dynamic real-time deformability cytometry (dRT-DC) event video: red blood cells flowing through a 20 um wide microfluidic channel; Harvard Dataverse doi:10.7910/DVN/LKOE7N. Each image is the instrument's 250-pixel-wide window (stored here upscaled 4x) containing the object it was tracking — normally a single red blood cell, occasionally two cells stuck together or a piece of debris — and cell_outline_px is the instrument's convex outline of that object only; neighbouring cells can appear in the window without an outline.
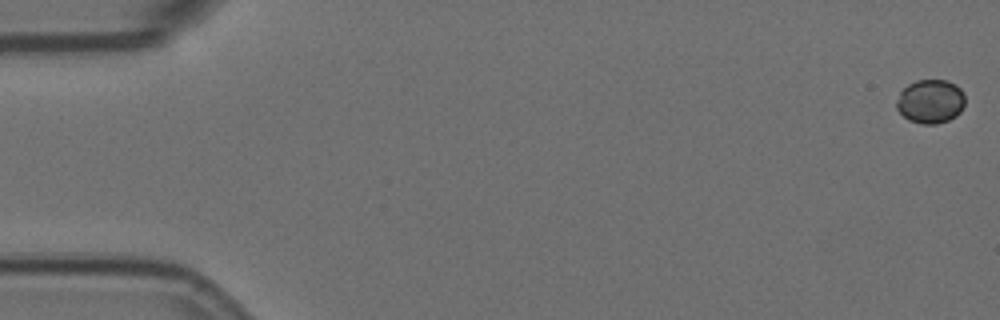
{"species": "Egyptian fruit bat (a non-hibernating species)", "species_latin": "Rousettus aegyptiacus", "temperature_condition": "room temperature", "stored_images_in_passage": 57, "camera_frame_rate_fps": 3000, "um_per_image_px": 0.085, "animal": {"sex": "female"}, "frame": {"image": 1, "passage_image": 1, "time_ms": 0.0, "image_size_px": [1000, 320], "cell_outline_px": [[964, 104], [960, 112], [956, 116], [948, 120], [936, 124], [920, 124], [908, 120], [896, 108], [896, 100], [900, 92], [908, 84], [916, 80], [948, 80], [956, 84], [964, 92]], "centroid_in_image_um": [79.09, 8.61], "position_along_channel_um": 5.9, "area_um2": 17.69}}
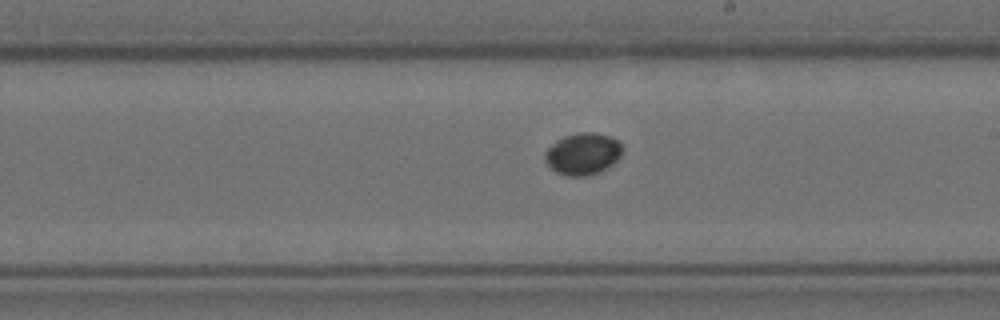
{"frame": {"image": 2, "passage_image": 33, "time_ms": 10.667, "image_size_px": [1000, 320], "cell_outline_px": [[624, 148], [620, 156], [608, 168], [600, 172], [588, 176], [568, 176], [556, 172], [544, 160], [544, 152], [556, 140], [564, 136], [584, 132], [592, 132], [608, 136], [620, 140]], "centroid_in_image_um": [49.56, 13.08], "position_along_channel_um": 239.4, "area_um2": 19.02}}
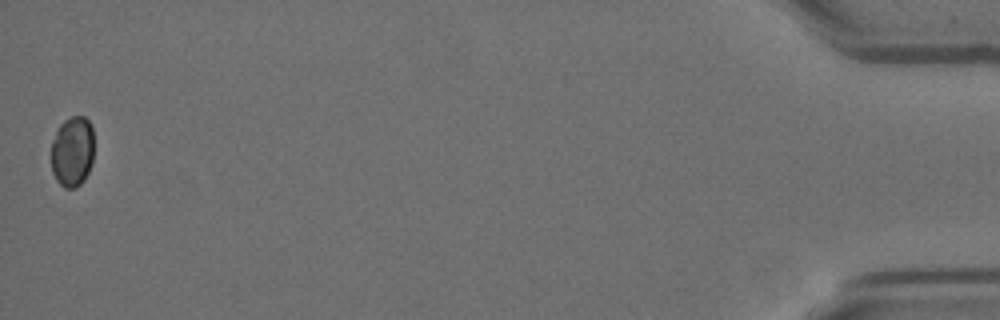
{"frame": {"image": 3, "passage_image": 57, "time_ms": 18.667, "image_size_px": [1000, 320], "cell_outline_px": [[92, 164], [84, 180], [76, 188], [64, 188], [56, 180], [52, 172], [52, 140], [60, 124], [64, 120], [72, 116], [84, 116], [88, 120], [92, 128]], "centroid_in_image_um": [6.14, 12.89], "position_along_channel_um": 429.1, "area_um2": 17.57}}